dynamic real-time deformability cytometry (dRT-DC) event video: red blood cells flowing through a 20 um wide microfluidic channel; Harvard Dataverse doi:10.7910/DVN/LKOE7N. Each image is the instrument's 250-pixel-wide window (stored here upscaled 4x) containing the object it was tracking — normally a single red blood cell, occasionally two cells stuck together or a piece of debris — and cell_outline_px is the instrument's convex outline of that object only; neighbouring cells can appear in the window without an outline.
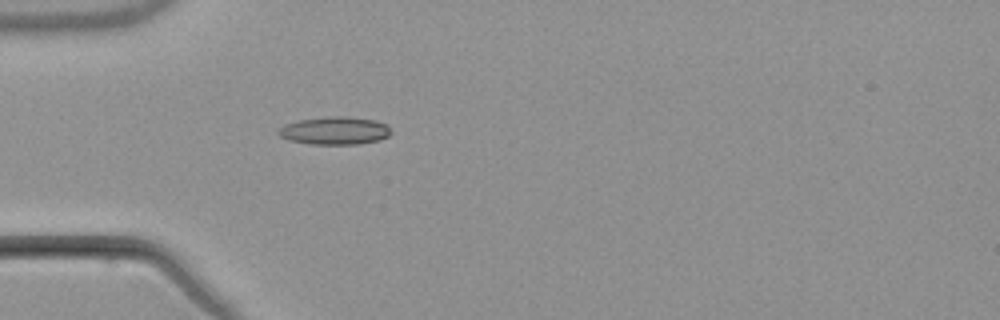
{"species": "common noctule bat (a hibernating species)", "species_latin": "Nyctalus noctula", "temperature_condition": "warm", "stored_images_in_passage": 5, "camera_frame_rate_fps": 3000, "um_per_image_px": 0.085, "animal": {"sex": "male", "body_mass_g": 21.5, "forearm_length_mm": 52.0}, "frame": {"image": 1, "passage_image": 5, "time_ms": 5.667, "image_size_px": [1000, 320], "cell_outline_px": [[392, 132], [388, 136], [380, 140], [356, 144], [312, 144], [288, 140], [280, 136], [276, 132], [276, 128], [284, 124], [300, 120], [328, 116], [344, 116], [376, 120], [388, 124]], "centroid_in_image_um": [28.44, 11.1], "position_along_channel_um": 56.6, "area_um2": 18.5}}